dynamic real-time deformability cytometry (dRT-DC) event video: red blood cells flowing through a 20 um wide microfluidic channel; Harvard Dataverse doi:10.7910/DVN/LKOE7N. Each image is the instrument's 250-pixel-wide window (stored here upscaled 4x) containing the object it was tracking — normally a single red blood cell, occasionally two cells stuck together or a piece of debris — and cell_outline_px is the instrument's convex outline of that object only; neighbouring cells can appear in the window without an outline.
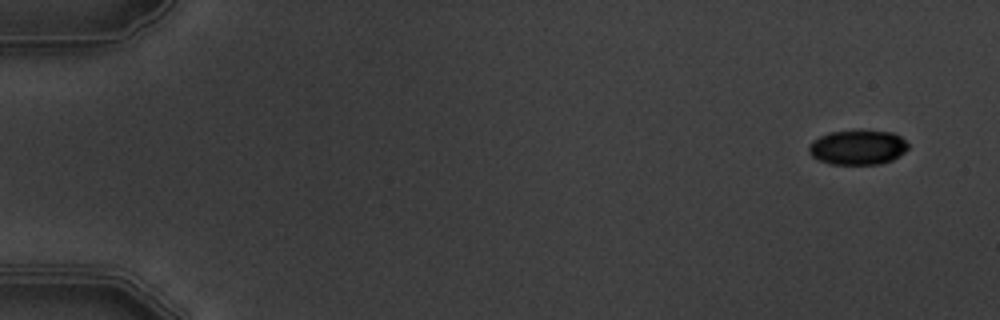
{"species": "common noctule bat (a hibernating species)", "species_latin": "Nyctalus noctula", "temperature_condition": "warm", "stored_images_in_passage": 5, "camera_frame_rate_fps": 3000, "um_per_image_px": 0.085, "animal": {"sex": "male", "body_mass_g": 19.5, "forearm_length_mm": 54.6}, "frame": {"image": 1, "passage_image": 5, "time_ms": 4.667, "image_size_px": [1000, 320], "cell_outline_px": [[908, 148], [904, 152], [892, 160], [880, 164], [828, 164], [812, 156], [808, 152], [808, 144], [812, 140], [828, 132], [860, 128], [892, 132], [900, 136], [908, 144]], "centroid_in_image_um": [72.88, 12.48], "position_along_channel_um": 12.1, "area_um2": 20.69}}